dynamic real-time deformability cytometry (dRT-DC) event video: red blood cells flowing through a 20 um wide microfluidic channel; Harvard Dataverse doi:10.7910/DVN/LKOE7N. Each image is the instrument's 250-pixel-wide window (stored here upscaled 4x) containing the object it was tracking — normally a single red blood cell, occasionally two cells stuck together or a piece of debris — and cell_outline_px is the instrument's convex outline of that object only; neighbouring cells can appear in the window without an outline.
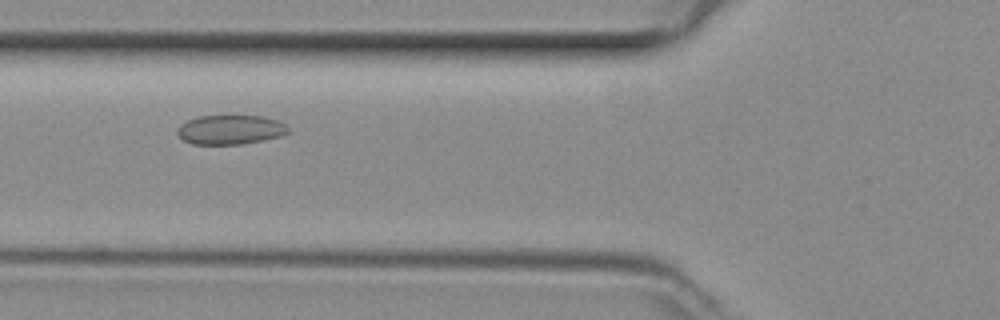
{"species": "common noctule bat (a hibernating species)", "species_latin": "Nyctalus noctula", "temperature_condition": "room temperature", "stored_images_in_passage": 37, "camera_frame_rate_fps": 3000, "um_per_image_px": 0.085, "animal": {"sex": "female", "body_mass_g": 29.2, "forearm_length_mm": 56.3}, "frame": {"image": 1, "passage_image": 13, "time_ms": 4.0, "image_size_px": [1000, 320], "cell_outline_px": [[292, 132], [280, 136], [240, 144], [192, 144], [184, 140], [176, 132], [180, 124], [188, 120], [200, 116], [264, 116], [280, 120]], "centroid_in_image_um": [19.6, 11.01], "position_along_channel_um": 106.2, "area_um2": 18.9}}
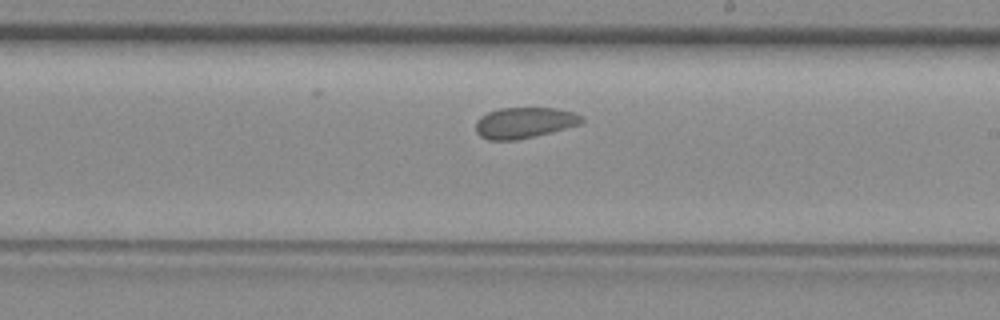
{"frame": {"image": 2, "passage_image": 23, "time_ms": 7.333, "image_size_px": [1000, 320], "cell_outline_px": [[584, 120], [580, 124], [552, 132], [516, 140], [488, 140], [480, 136], [476, 132], [476, 120], [480, 116], [488, 112], [500, 108], [556, 108], [572, 112], [584, 116]], "centroid_in_image_um": [44.56, 10.43], "position_along_channel_um": 244.4, "area_um2": 19.13}}
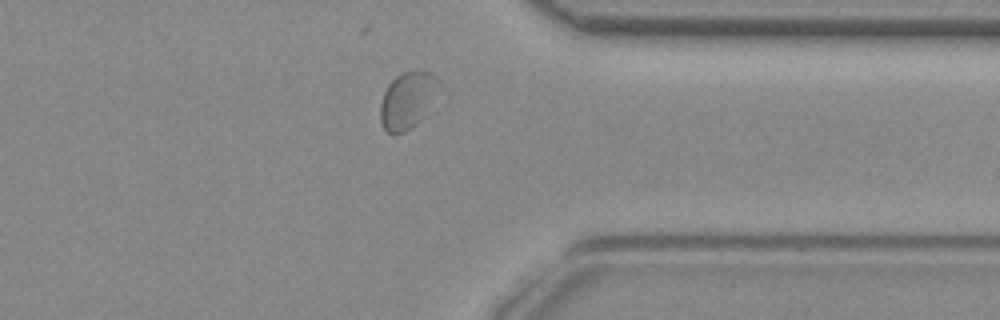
{"frame": {"image": 3, "passage_image": 33, "time_ms": 10.667, "image_size_px": [1000, 320], "cell_outline_px": [[448, 96], [416, 124], [404, 132], [392, 136], [384, 128], [380, 120], [380, 104], [384, 92], [388, 84], [396, 76], [404, 72], [416, 68], [432, 72], [444, 84], [448, 92]], "centroid_in_image_um": [34.87, 8.47], "position_along_channel_um": 376.5, "area_um2": 21.62}}